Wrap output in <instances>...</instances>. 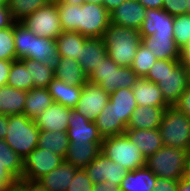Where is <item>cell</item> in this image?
Wrapping results in <instances>:
<instances>
[{"label": "cell", "mask_w": 190, "mask_h": 191, "mask_svg": "<svg viewBox=\"0 0 190 191\" xmlns=\"http://www.w3.org/2000/svg\"><path fill=\"white\" fill-rule=\"evenodd\" d=\"M101 152L128 171L146 166V158L141 150L125 134L104 138Z\"/></svg>", "instance_id": "5"}, {"label": "cell", "mask_w": 190, "mask_h": 191, "mask_svg": "<svg viewBox=\"0 0 190 191\" xmlns=\"http://www.w3.org/2000/svg\"><path fill=\"white\" fill-rule=\"evenodd\" d=\"M159 130L164 146L180 148L189 151L190 148V118L168 107L162 117Z\"/></svg>", "instance_id": "6"}, {"label": "cell", "mask_w": 190, "mask_h": 191, "mask_svg": "<svg viewBox=\"0 0 190 191\" xmlns=\"http://www.w3.org/2000/svg\"><path fill=\"white\" fill-rule=\"evenodd\" d=\"M83 169L93 183L109 181L117 185H121L122 180L129 172L121 164L108 159L102 152Z\"/></svg>", "instance_id": "11"}, {"label": "cell", "mask_w": 190, "mask_h": 191, "mask_svg": "<svg viewBox=\"0 0 190 191\" xmlns=\"http://www.w3.org/2000/svg\"><path fill=\"white\" fill-rule=\"evenodd\" d=\"M179 62L180 60L157 59L156 63L151 66V69L144 78L157 84L169 71H172Z\"/></svg>", "instance_id": "43"}, {"label": "cell", "mask_w": 190, "mask_h": 191, "mask_svg": "<svg viewBox=\"0 0 190 191\" xmlns=\"http://www.w3.org/2000/svg\"><path fill=\"white\" fill-rule=\"evenodd\" d=\"M110 25V13L103 5L85 2L79 5L77 32L87 38H103Z\"/></svg>", "instance_id": "7"}, {"label": "cell", "mask_w": 190, "mask_h": 191, "mask_svg": "<svg viewBox=\"0 0 190 191\" xmlns=\"http://www.w3.org/2000/svg\"><path fill=\"white\" fill-rule=\"evenodd\" d=\"M7 126H8V116L0 114V139H4L6 137Z\"/></svg>", "instance_id": "57"}, {"label": "cell", "mask_w": 190, "mask_h": 191, "mask_svg": "<svg viewBox=\"0 0 190 191\" xmlns=\"http://www.w3.org/2000/svg\"><path fill=\"white\" fill-rule=\"evenodd\" d=\"M138 79L131 67L119 66L108 55L88 76V82L99 85L109 94L120 88H133Z\"/></svg>", "instance_id": "3"}, {"label": "cell", "mask_w": 190, "mask_h": 191, "mask_svg": "<svg viewBox=\"0 0 190 191\" xmlns=\"http://www.w3.org/2000/svg\"><path fill=\"white\" fill-rule=\"evenodd\" d=\"M156 61L157 58L153 52L141 43L130 67L139 78H144Z\"/></svg>", "instance_id": "39"}, {"label": "cell", "mask_w": 190, "mask_h": 191, "mask_svg": "<svg viewBox=\"0 0 190 191\" xmlns=\"http://www.w3.org/2000/svg\"><path fill=\"white\" fill-rule=\"evenodd\" d=\"M101 144L102 142H70L64 160L77 168H85L101 152Z\"/></svg>", "instance_id": "24"}, {"label": "cell", "mask_w": 190, "mask_h": 191, "mask_svg": "<svg viewBox=\"0 0 190 191\" xmlns=\"http://www.w3.org/2000/svg\"><path fill=\"white\" fill-rule=\"evenodd\" d=\"M0 168H5L16 180L23 175V158L0 139Z\"/></svg>", "instance_id": "34"}, {"label": "cell", "mask_w": 190, "mask_h": 191, "mask_svg": "<svg viewBox=\"0 0 190 191\" xmlns=\"http://www.w3.org/2000/svg\"><path fill=\"white\" fill-rule=\"evenodd\" d=\"M145 45L157 59L180 60V49L177 47L174 34H153L142 37Z\"/></svg>", "instance_id": "18"}, {"label": "cell", "mask_w": 190, "mask_h": 191, "mask_svg": "<svg viewBox=\"0 0 190 191\" xmlns=\"http://www.w3.org/2000/svg\"><path fill=\"white\" fill-rule=\"evenodd\" d=\"M187 13L190 14V0H187Z\"/></svg>", "instance_id": "61"}, {"label": "cell", "mask_w": 190, "mask_h": 191, "mask_svg": "<svg viewBox=\"0 0 190 191\" xmlns=\"http://www.w3.org/2000/svg\"><path fill=\"white\" fill-rule=\"evenodd\" d=\"M67 133L69 142H103L95 122L82 116L75 108H70Z\"/></svg>", "instance_id": "12"}, {"label": "cell", "mask_w": 190, "mask_h": 191, "mask_svg": "<svg viewBox=\"0 0 190 191\" xmlns=\"http://www.w3.org/2000/svg\"><path fill=\"white\" fill-rule=\"evenodd\" d=\"M14 21L6 4H0V30L10 27Z\"/></svg>", "instance_id": "48"}, {"label": "cell", "mask_w": 190, "mask_h": 191, "mask_svg": "<svg viewBox=\"0 0 190 191\" xmlns=\"http://www.w3.org/2000/svg\"><path fill=\"white\" fill-rule=\"evenodd\" d=\"M94 122L103 139L124 134L127 128L121 119H117L115 108L110 102L106 104Z\"/></svg>", "instance_id": "27"}, {"label": "cell", "mask_w": 190, "mask_h": 191, "mask_svg": "<svg viewBox=\"0 0 190 191\" xmlns=\"http://www.w3.org/2000/svg\"><path fill=\"white\" fill-rule=\"evenodd\" d=\"M6 85L24 91H29L34 87L29 71L21 59L12 61Z\"/></svg>", "instance_id": "37"}, {"label": "cell", "mask_w": 190, "mask_h": 191, "mask_svg": "<svg viewBox=\"0 0 190 191\" xmlns=\"http://www.w3.org/2000/svg\"><path fill=\"white\" fill-rule=\"evenodd\" d=\"M11 64L12 61L0 60V87L7 84Z\"/></svg>", "instance_id": "49"}, {"label": "cell", "mask_w": 190, "mask_h": 191, "mask_svg": "<svg viewBox=\"0 0 190 191\" xmlns=\"http://www.w3.org/2000/svg\"><path fill=\"white\" fill-rule=\"evenodd\" d=\"M180 62L190 68V41L180 50Z\"/></svg>", "instance_id": "52"}, {"label": "cell", "mask_w": 190, "mask_h": 191, "mask_svg": "<svg viewBox=\"0 0 190 191\" xmlns=\"http://www.w3.org/2000/svg\"><path fill=\"white\" fill-rule=\"evenodd\" d=\"M132 92L137 106L170 107L162 96L160 87L146 78H139Z\"/></svg>", "instance_id": "22"}, {"label": "cell", "mask_w": 190, "mask_h": 191, "mask_svg": "<svg viewBox=\"0 0 190 191\" xmlns=\"http://www.w3.org/2000/svg\"><path fill=\"white\" fill-rule=\"evenodd\" d=\"M83 86H74L53 78L47 89L52 96L53 102L62 104L68 108H75L80 98Z\"/></svg>", "instance_id": "25"}, {"label": "cell", "mask_w": 190, "mask_h": 191, "mask_svg": "<svg viewBox=\"0 0 190 191\" xmlns=\"http://www.w3.org/2000/svg\"><path fill=\"white\" fill-rule=\"evenodd\" d=\"M21 23L39 37L55 40L63 32L56 3L38 8Z\"/></svg>", "instance_id": "8"}, {"label": "cell", "mask_w": 190, "mask_h": 191, "mask_svg": "<svg viewBox=\"0 0 190 191\" xmlns=\"http://www.w3.org/2000/svg\"><path fill=\"white\" fill-rule=\"evenodd\" d=\"M63 161L62 156L54 154L51 150L36 147L23 159L22 178L38 181L53 169H56Z\"/></svg>", "instance_id": "9"}, {"label": "cell", "mask_w": 190, "mask_h": 191, "mask_svg": "<svg viewBox=\"0 0 190 191\" xmlns=\"http://www.w3.org/2000/svg\"><path fill=\"white\" fill-rule=\"evenodd\" d=\"M61 0H50L51 3H57L60 2Z\"/></svg>", "instance_id": "63"}, {"label": "cell", "mask_w": 190, "mask_h": 191, "mask_svg": "<svg viewBox=\"0 0 190 191\" xmlns=\"http://www.w3.org/2000/svg\"><path fill=\"white\" fill-rule=\"evenodd\" d=\"M79 168L65 160L37 182L47 191H66Z\"/></svg>", "instance_id": "21"}, {"label": "cell", "mask_w": 190, "mask_h": 191, "mask_svg": "<svg viewBox=\"0 0 190 191\" xmlns=\"http://www.w3.org/2000/svg\"><path fill=\"white\" fill-rule=\"evenodd\" d=\"M110 94L99 85L86 82L75 109L82 116L94 122L99 113L109 103Z\"/></svg>", "instance_id": "10"}, {"label": "cell", "mask_w": 190, "mask_h": 191, "mask_svg": "<svg viewBox=\"0 0 190 191\" xmlns=\"http://www.w3.org/2000/svg\"><path fill=\"white\" fill-rule=\"evenodd\" d=\"M28 58L46 64L54 71L61 60L56 40L39 37L32 33L31 55Z\"/></svg>", "instance_id": "19"}, {"label": "cell", "mask_w": 190, "mask_h": 191, "mask_svg": "<svg viewBox=\"0 0 190 191\" xmlns=\"http://www.w3.org/2000/svg\"><path fill=\"white\" fill-rule=\"evenodd\" d=\"M88 38L74 31H63L55 40L58 54L79 62L81 47Z\"/></svg>", "instance_id": "32"}, {"label": "cell", "mask_w": 190, "mask_h": 191, "mask_svg": "<svg viewBox=\"0 0 190 191\" xmlns=\"http://www.w3.org/2000/svg\"><path fill=\"white\" fill-rule=\"evenodd\" d=\"M57 10L63 31L77 32L79 5L57 2Z\"/></svg>", "instance_id": "40"}, {"label": "cell", "mask_w": 190, "mask_h": 191, "mask_svg": "<svg viewBox=\"0 0 190 191\" xmlns=\"http://www.w3.org/2000/svg\"><path fill=\"white\" fill-rule=\"evenodd\" d=\"M188 68L179 62L172 71H169L158 83L165 101L170 105L179 99L188 87Z\"/></svg>", "instance_id": "13"}, {"label": "cell", "mask_w": 190, "mask_h": 191, "mask_svg": "<svg viewBox=\"0 0 190 191\" xmlns=\"http://www.w3.org/2000/svg\"><path fill=\"white\" fill-rule=\"evenodd\" d=\"M176 191H190V179L186 176L179 179Z\"/></svg>", "instance_id": "58"}, {"label": "cell", "mask_w": 190, "mask_h": 191, "mask_svg": "<svg viewBox=\"0 0 190 191\" xmlns=\"http://www.w3.org/2000/svg\"><path fill=\"white\" fill-rule=\"evenodd\" d=\"M26 91L8 85L0 87V114L11 116L23 114Z\"/></svg>", "instance_id": "28"}, {"label": "cell", "mask_w": 190, "mask_h": 191, "mask_svg": "<svg viewBox=\"0 0 190 191\" xmlns=\"http://www.w3.org/2000/svg\"><path fill=\"white\" fill-rule=\"evenodd\" d=\"M168 107L137 106L132 112L127 128L153 129L159 128L163 114Z\"/></svg>", "instance_id": "23"}, {"label": "cell", "mask_w": 190, "mask_h": 191, "mask_svg": "<svg viewBox=\"0 0 190 191\" xmlns=\"http://www.w3.org/2000/svg\"><path fill=\"white\" fill-rule=\"evenodd\" d=\"M124 134L136 144L146 159L164 146L159 128L149 130L126 128Z\"/></svg>", "instance_id": "17"}, {"label": "cell", "mask_w": 190, "mask_h": 191, "mask_svg": "<svg viewBox=\"0 0 190 191\" xmlns=\"http://www.w3.org/2000/svg\"><path fill=\"white\" fill-rule=\"evenodd\" d=\"M21 60L29 71L30 79H32L34 87L47 88L54 78V71L48 65L37 60L29 58Z\"/></svg>", "instance_id": "36"}, {"label": "cell", "mask_w": 190, "mask_h": 191, "mask_svg": "<svg viewBox=\"0 0 190 191\" xmlns=\"http://www.w3.org/2000/svg\"><path fill=\"white\" fill-rule=\"evenodd\" d=\"M186 177L190 179V154L187 157V165H186Z\"/></svg>", "instance_id": "60"}, {"label": "cell", "mask_w": 190, "mask_h": 191, "mask_svg": "<svg viewBox=\"0 0 190 191\" xmlns=\"http://www.w3.org/2000/svg\"><path fill=\"white\" fill-rule=\"evenodd\" d=\"M16 179L5 169L0 168V191H4L7 185H11Z\"/></svg>", "instance_id": "50"}, {"label": "cell", "mask_w": 190, "mask_h": 191, "mask_svg": "<svg viewBox=\"0 0 190 191\" xmlns=\"http://www.w3.org/2000/svg\"><path fill=\"white\" fill-rule=\"evenodd\" d=\"M109 102L115 108L117 119H121V122L127 127L131 114L137 107L132 88H120L110 93Z\"/></svg>", "instance_id": "29"}, {"label": "cell", "mask_w": 190, "mask_h": 191, "mask_svg": "<svg viewBox=\"0 0 190 191\" xmlns=\"http://www.w3.org/2000/svg\"><path fill=\"white\" fill-rule=\"evenodd\" d=\"M7 0H0V4H6Z\"/></svg>", "instance_id": "64"}, {"label": "cell", "mask_w": 190, "mask_h": 191, "mask_svg": "<svg viewBox=\"0 0 190 191\" xmlns=\"http://www.w3.org/2000/svg\"><path fill=\"white\" fill-rule=\"evenodd\" d=\"M188 151L162 146L146 159V167L157 177L179 180L186 175Z\"/></svg>", "instance_id": "4"}, {"label": "cell", "mask_w": 190, "mask_h": 191, "mask_svg": "<svg viewBox=\"0 0 190 191\" xmlns=\"http://www.w3.org/2000/svg\"><path fill=\"white\" fill-rule=\"evenodd\" d=\"M146 8L137 0H124L110 13V23L139 30Z\"/></svg>", "instance_id": "14"}, {"label": "cell", "mask_w": 190, "mask_h": 191, "mask_svg": "<svg viewBox=\"0 0 190 191\" xmlns=\"http://www.w3.org/2000/svg\"><path fill=\"white\" fill-rule=\"evenodd\" d=\"M0 60H16L13 24L8 28L0 30Z\"/></svg>", "instance_id": "42"}, {"label": "cell", "mask_w": 190, "mask_h": 191, "mask_svg": "<svg viewBox=\"0 0 190 191\" xmlns=\"http://www.w3.org/2000/svg\"><path fill=\"white\" fill-rule=\"evenodd\" d=\"M51 4L50 0H7L6 5L14 22H21L38 8Z\"/></svg>", "instance_id": "35"}, {"label": "cell", "mask_w": 190, "mask_h": 191, "mask_svg": "<svg viewBox=\"0 0 190 191\" xmlns=\"http://www.w3.org/2000/svg\"><path fill=\"white\" fill-rule=\"evenodd\" d=\"M124 0H102V5L111 13L112 10L117 8Z\"/></svg>", "instance_id": "55"}, {"label": "cell", "mask_w": 190, "mask_h": 191, "mask_svg": "<svg viewBox=\"0 0 190 191\" xmlns=\"http://www.w3.org/2000/svg\"><path fill=\"white\" fill-rule=\"evenodd\" d=\"M187 0H164L162 9L171 16L187 14Z\"/></svg>", "instance_id": "45"}, {"label": "cell", "mask_w": 190, "mask_h": 191, "mask_svg": "<svg viewBox=\"0 0 190 191\" xmlns=\"http://www.w3.org/2000/svg\"><path fill=\"white\" fill-rule=\"evenodd\" d=\"M173 22L174 16H171L163 9H146L144 22L139 29L140 36L174 34Z\"/></svg>", "instance_id": "16"}, {"label": "cell", "mask_w": 190, "mask_h": 191, "mask_svg": "<svg viewBox=\"0 0 190 191\" xmlns=\"http://www.w3.org/2000/svg\"><path fill=\"white\" fill-rule=\"evenodd\" d=\"M4 191H24V179L16 180L13 184L7 185Z\"/></svg>", "instance_id": "56"}, {"label": "cell", "mask_w": 190, "mask_h": 191, "mask_svg": "<svg viewBox=\"0 0 190 191\" xmlns=\"http://www.w3.org/2000/svg\"><path fill=\"white\" fill-rule=\"evenodd\" d=\"M92 191H120V185L109 181L94 183Z\"/></svg>", "instance_id": "51"}, {"label": "cell", "mask_w": 190, "mask_h": 191, "mask_svg": "<svg viewBox=\"0 0 190 191\" xmlns=\"http://www.w3.org/2000/svg\"><path fill=\"white\" fill-rule=\"evenodd\" d=\"M103 40L110 59L119 66L130 67L142 37L139 30L110 23Z\"/></svg>", "instance_id": "1"}, {"label": "cell", "mask_w": 190, "mask_h": 191, "mask_svg": "<svg viewBox=\"0 0 190 191\" xmlns=\"http://www.w3.org/2000/svg\"><path fill=\"white\" fill-rule=\"evenodd\" d=\"M24 191H47L37 181L24 179Z\"/></svg>", "instance_id": "54"}, {"label": "cell", "mask_w": 190, "mask_h": 191, "mask_svg": "<svg viewBox=\"0 0 190 191\" xmlns=\"http://www.w3.org/2000/svg\"><path fill=\"white\" fill-rule=\"evenodd\" d=\"M107 55L103 38H88L81 47L79 65L89 76Z\"/></svg>", "instance_id": "20"}, {"label": "cell", "mask_w": 190, "mask_h": 191, "mask_svg": "<svg viewBox=\"0 0 190 191\" xmlns=\"http://www.w3.org/2000/svg\"><path fill=\"white\" fill-rule=\"evenodd\" d=\"M174 40L181 50L190 41V14L174 16Z\"/></svg>", "instance_id": "41"}, {"label": "cell", "mask_w": 190, "mask_h": 191, "mask_svg": "<svg viewBox=\"0 0 190 191\" xmlns=\"http://www.w3.org/2000/svg\"><path fill=\"white\" fill-rule=\"evenodd\" d=\"M177 186L178 180L157 177L153 191H176Z\"/></svg>", "instance_id": "47"}, {"label": "cell", "mask_w": 190, "mask_h": 191, "mask_svg": "<svg viewBox=\"0 0 190 191\" xmlns=\"http://www.w3.org/2000/svg\"><path fill=\"white\" fill-rule=\"evenodd\" d=\"M69 144L70 142L67 132L40 130L37 147L43 148L45 150H51L54 154L65 158Z\"/></svg>", "instance_id": "33"}, {"label": "cell", "mask_w": 190, "mask_h": 191, "mask_svg": "<svg viewBox=\"0 0 190 191\" xmlns=\"http://www.w3.org/2000/svg\"><path fill=\"white\" fill-rule=\"evenodd\" d=\"M177 111L190 118V87L188 86L180 95L179 99L173 104Z\"/></svg>", "instance_id": "46"}, {"label": "cell", "mask_w": 190, "mask_h": 191, "mask_svg": "<svg viewBox=\"0 0 190 191\" xmlns=\"http://www.w3.org/2000/svg\"><path fill=\"white\" fill-rule=\"evenodd\" d=\"M6 131L4 141L23 159L38 146L40 129L25 114L8 116Z\"/></svg>", "instance_id": "2"}, {"label": "cell", "mask_w": 190, "mask_h": 191, "mask_svg": "<svg viewBox=\"0 0 190 191\" xmlns=\"http://www.w3.org/2000/svg\"><path fill=\"white\" fill-rule=\"evenodd\" d=\"M61 3L69 4V5H82L85 2L95 3L102 5V0H61Z\"/></svg>", "instance_id": "59"}, {"label": "cell", "mask_w": 190, "mask_h": 191, "mask_svg": "<svg viewBox=\"0 0 190 191\" xmlns=\"http://www.w3.org/2000/svg\"><path fill=\"white\" fill-rule=\"evenodd\" d=\"M54 77L74 86H83L88 81V76L79 62L66 57H61L57 68L54 70Z\"/></svg>", "instance_id": "30"}, {"label": "cell", "mask_w": 190, "mask_h": 191, "mask_svg": "<svg viewBox=\"0 0 190 191\" xmlns=\"http://www.w3.org/2000/svg\"><path fill=\"white\" fill-rule=\"evenodd\" d=\"M53 103L52 96L47 88L33 87L31 90L26 91L23 114L34 120Z\"/></svg>", "instance_id": "31"}, {"label": "cell", "mask_w": 190, "mask_h": 191, "mask_svg": "<svg viewBox=\"0 0 190 191\" xmlns=\"http://www.w3.org/2000/svg\"><path fill=\"white\" fill-rule=\"evenodd\" d=\"M94 183L83 168H79L66 191H92Z\"/></svg>", "instance_id": "44"}, {"label": "cell", "mask_w": 190, "mask_h": 191, "mask_svg": "<svg viewBox=\"0 0 190 191\" xmlns=\"http://www.w3.org/2000/svg\"><path fill=\"white\" fill-rule=\"evenodd\" d=\"M187 79H188V86L190 87V68H188V77H187Z\"/></svg>", "instance_id": "62"}, {"label": "cell", "mask_w": 190, "mask_h": 191, "mask_svg": "<svg viewBox=\"0 0 190 191\" xmlns=\"http://www.w3.org/2000/svg\"><path fill=\"white\" fill-rule=\"evenodd\" d=\"M157 176L146 166L129 171L120 185V191H153Z\"/></svg>", "instance_id": "26"}, {"label": "cell", "mask_w": 190, "mask_h": 191, "mask_svg": "<svg viewBox=\"0 0 190 191\" xmlns=\"http://www.w3.org/2000/svg\"><path fill=\"white\" fill-rule=\"evenodd\" d=\"M69 114L70 108L54 102L41 115L37 116L34 121L42 131L67 132Z\"/></svg>", "instance_id": "15"}, {"label": "cell", "mask_w": 190, "mask_h": 191, "mask_svg": "<svg viewBox=\"0 0 190 191\" xmlns=\"http://www.w3.org/2000/svg\"><path fill=\"white\" fill-rule=\"evenodd\" d=\"M146 9H162L164 0H137Z\"/></svg>", "instance_id": "53"}, {"label": "cell", "mask_w": 190, "mask_h": 191, "mask_svg": "<svg viewBox=\"0 0 190 191\" xmlns=\"http://www.w3.org/2000/svg\"><path fill=\"white\" fill-rule=\"evenodd\" d=\"M13 37L16 49V60L27 59L31 55L32 32L21 22H14Z\"/></svg>", "instance_id": "38"}]
</instances>
